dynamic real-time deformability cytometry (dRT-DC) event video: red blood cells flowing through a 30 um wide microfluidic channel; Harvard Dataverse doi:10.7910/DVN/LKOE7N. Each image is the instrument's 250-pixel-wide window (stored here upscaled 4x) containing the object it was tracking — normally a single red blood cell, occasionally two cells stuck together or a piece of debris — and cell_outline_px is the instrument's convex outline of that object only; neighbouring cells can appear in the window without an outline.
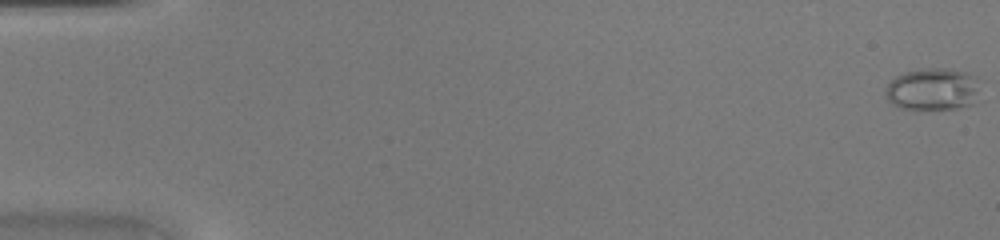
{"species": "common noctule bat (a hibernating species)", "species_latin": "Nyctalus noctula", "temperature_condition": "warm", "stored_images_in_passage": 46, "camera_frame_rate_fps": 3000, "um_per_image_px": 0.085, "animal": {"sex": "female", "body_mass_g": 20.0, "forearm_length_mm": 54.0}, "frame": {"image": 1, "passage_image": 1, "time_ms": 0.0, "image_size_px": [1000, 240], "cell_outline_px": [[984, 80], [976, 104], [960, 108], [916, 112], [900, 108], [892, 104], [888, 100], [884, 92], [884, 88], [896, 76], [904, 72], [920, 68], [952, 68], [968, 72]], "centroid_in_image_um": [79.37, 7.61], "position_along_channel_um": 5.6, "area_um2": 25.03}}
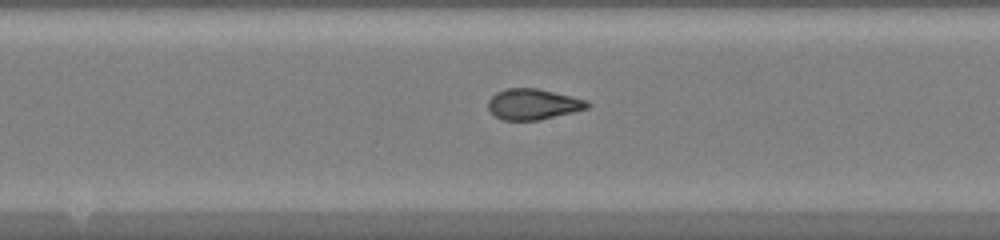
{"frame": {"image": 2, "passage_image": 25, "time_ms": 8.0, "image_size_px": [1000, 240], "cell_outline_px": [[592, 104], [588, 108], [540, 120], [504, 120], [496, 116], [488, 108], [488, 100], [496, 92], [508, 88], [536, 88], [588, 100]], "centroid_in_image_um": [45.33, 8.85], "position_along_channel_um": 202.9, "area_um2": 17.69}}
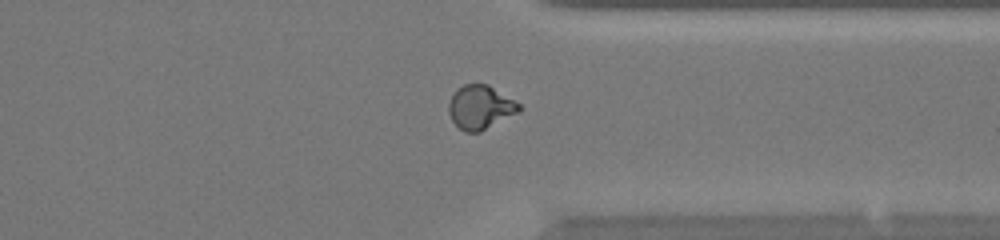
{"frame": {"image": 3, "passage_image": 36, "time_ms": 11.667, "image_size_px": [1000, 240], "cell_outline_px": [[524, 108], [520, 112], [480, 132], [464, 132], [452, 120], [448, 112], [448, 104], [456, 88], [464, 84], [488, 84], [520, 104]], "centroid_in_image_um": [40.84, 9.12], "position_along_channel_um": 370.6, "area_um2": 18.09}}